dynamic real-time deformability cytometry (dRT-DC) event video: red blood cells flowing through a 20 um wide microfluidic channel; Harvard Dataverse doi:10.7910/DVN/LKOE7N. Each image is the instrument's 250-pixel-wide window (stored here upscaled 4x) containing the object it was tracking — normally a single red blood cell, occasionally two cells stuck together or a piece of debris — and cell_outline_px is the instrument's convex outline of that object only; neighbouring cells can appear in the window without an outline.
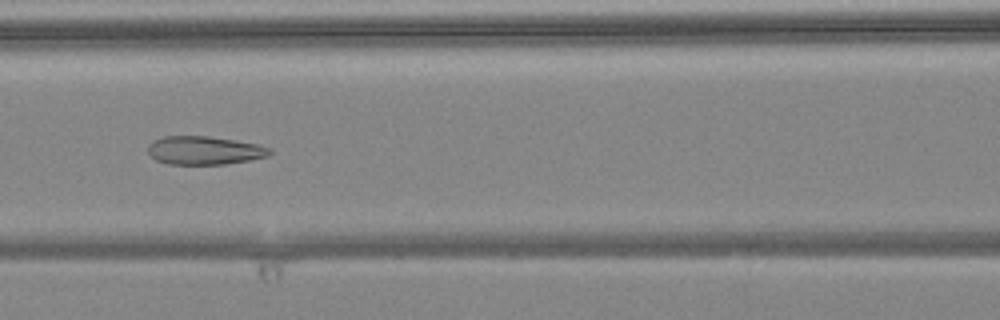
{"species": "common noctule bat (a hibernating species)", "species_latin": "Nyctalus noctula", "temperature_condition": "warm", "stored_images_in_passage": 8, "camera_frame_rate_fps": 3000, "um_per_image_px": 0.085, "animal": {"sex": "female", "body_mass_g": 24.6, "forearm_length_mm": 56.2}, "frame": {"image": 1, "passage_image": 6, "time_ms": 1.667, "image_size_px": [1000, 320], "cell_outline_px": [[272, 152], [268, 156], [248, 160], [224, 164], [168, 164], [156, 160], [148, 152], [148, 144], [152, 140], [164, 136], [208, 136], [236, 140], [256, 144], [272, 148]], "centroid_in_image_um": [17.36, 12.77], "position_along_channel_um": 149.2, "area_um2": 20.17}}
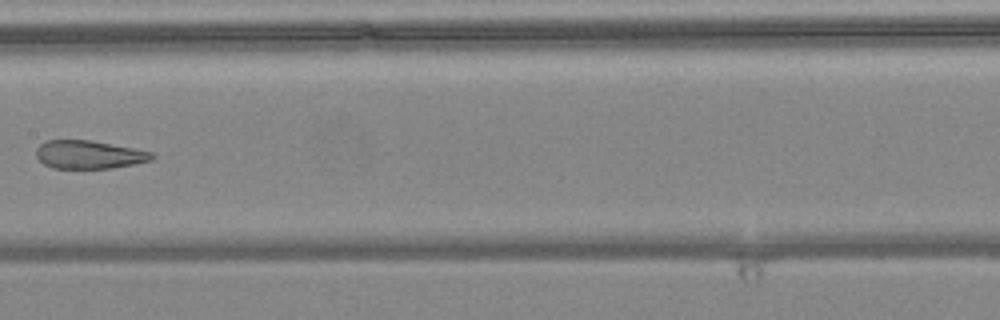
{"frame": {"image": 2, "passage_image": 7, "time_ms": 2.0, "image_size_px": [1000, 320], "cell_outline_px": [[156, 156], [152, 160], [112, 168], [52, 168], [44, 164], [36, 156], [36, 148], [44, 140], [88, 140], [132, 148], [152, 152]], "centroid_in_image_um": [7.53, 13.14], "position_along_channel_um": 199.9, "area_um2": 18.9}}
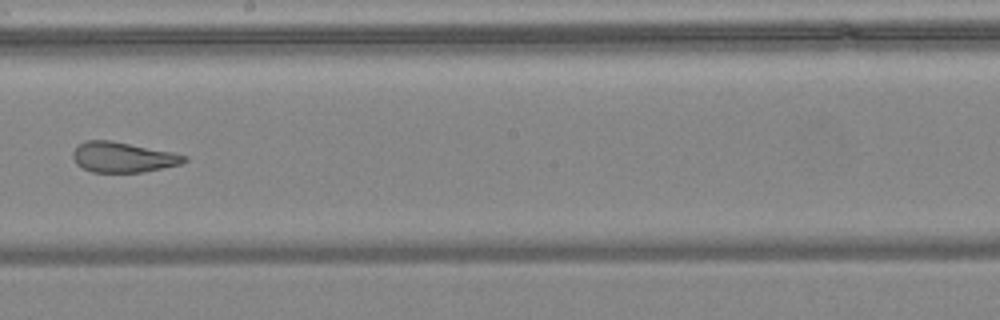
{"frame": {"image": 3, "passage_image": 8, "time_ms": 2.333, "image_size_px": [1000, 320], "cell_outline_px": [[188, 160], [180, 164], [144, 172], [92, 172], [76, 164], [72, 156], [72, 152], [84, 140], [112, 140], [172, 152], [188, 156]], "centroid_in_image_um": [10.45, 13.36], "position_along_channel_um": 237.8, "area_um2": 19.65}}